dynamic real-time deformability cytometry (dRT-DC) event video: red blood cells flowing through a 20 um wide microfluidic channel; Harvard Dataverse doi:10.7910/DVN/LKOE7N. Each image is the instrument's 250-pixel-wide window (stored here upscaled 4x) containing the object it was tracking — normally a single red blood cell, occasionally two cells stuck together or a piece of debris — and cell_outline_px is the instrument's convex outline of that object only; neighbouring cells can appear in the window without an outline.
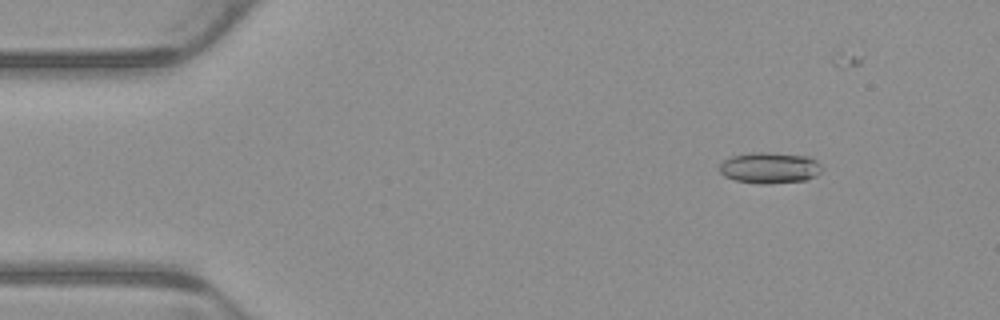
{"species": "common noctule bat (a hibernating species)", "species_latin": "Nyctalus noctula", "temperature_condition": "warm", "stored_images_in_passage": 6, "camera_frame_rate_fps": 3000, "um_per_image_px": 0.085, "animal": {"sex": "male", "body_mass_g": 23.1, "forearm_length_mm": 52.7}, "frame": {"image": 1, "passage_image": 2, "time_ms": 0.333, "image_size_px": [1000, 320], "cell_outline_px": [[820, 172], [816, 176], [804, 180], [768, 184], [760, 184], [736, 180], [724, 176], [720, 172], [720, 164], [724, 160], [732, 156], [752, 152], [768, 152], [808, 156], [816, 160], [820, 164]], "centroid_in_image_um": [65.41, 14.26], "position_along_channel_um": 19.6, "area_um2": 18.5}}
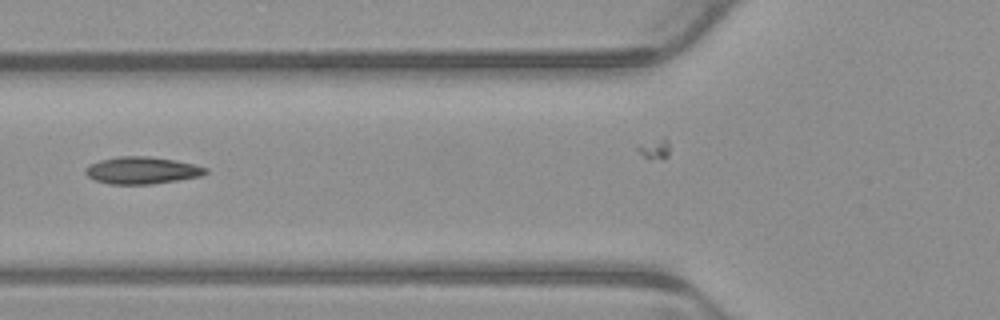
{"frame": {"image": 2, "passage_image": 5, "time_ms": 1.333, "image_size_px": [1000, 320], "cell_outline_px": [[208, 172], [200, 176], [152, 184], [108, 184], [96, 180], [88, 176], [84, 172], [84, 168], [88, 164], [100, 160], [116, 156], [148, 156], [172, 160], [192, 164], [208, 168]], "centroid_in_image_um": [12.01, 14.48], "position_along_channel_um": 113.8, "area_um2": 18.9}}